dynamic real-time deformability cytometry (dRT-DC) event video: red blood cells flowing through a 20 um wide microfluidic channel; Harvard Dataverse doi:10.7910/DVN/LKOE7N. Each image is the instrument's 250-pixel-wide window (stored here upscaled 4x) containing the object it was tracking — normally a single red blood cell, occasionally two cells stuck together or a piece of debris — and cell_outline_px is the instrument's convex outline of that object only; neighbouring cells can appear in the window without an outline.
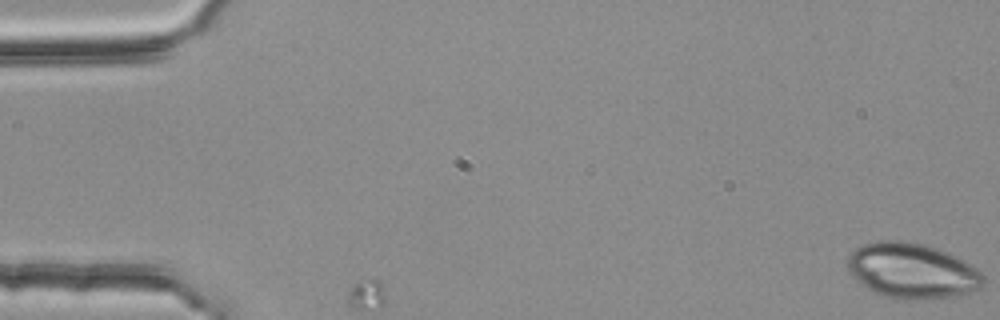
{"species": "common noctule bat (a hibernating species)", "species_latin": "Nyctalus noctula", "temperature_condition": "room temperature", "stored_images_in_passage": 3, "camera_frame_rate_fps": 3000, "um_per_image_px": 0.085, "animal": {"sex": "female", "body_mass_g": 25.1}, "frame": {"image": 1, "passage_image": 1, "time_ms": 0.0, "image_size_px": [1000, 320], "cell_outline_px": [[984, 284], [980, 288], [968, 292], [952, 296], [932, 300], [896, 300], [872, 292], [848, 272], [848, 256], [856, 248], [864, 244], [880, 240], [904, 240], [924, 244], [936, 248], [956, 256], [972, 264], [984, 276]], "centroid_in_image_um": [77.53, 23.03], "position_along_channel_um": 7.5, "area_um2": 44.16}}